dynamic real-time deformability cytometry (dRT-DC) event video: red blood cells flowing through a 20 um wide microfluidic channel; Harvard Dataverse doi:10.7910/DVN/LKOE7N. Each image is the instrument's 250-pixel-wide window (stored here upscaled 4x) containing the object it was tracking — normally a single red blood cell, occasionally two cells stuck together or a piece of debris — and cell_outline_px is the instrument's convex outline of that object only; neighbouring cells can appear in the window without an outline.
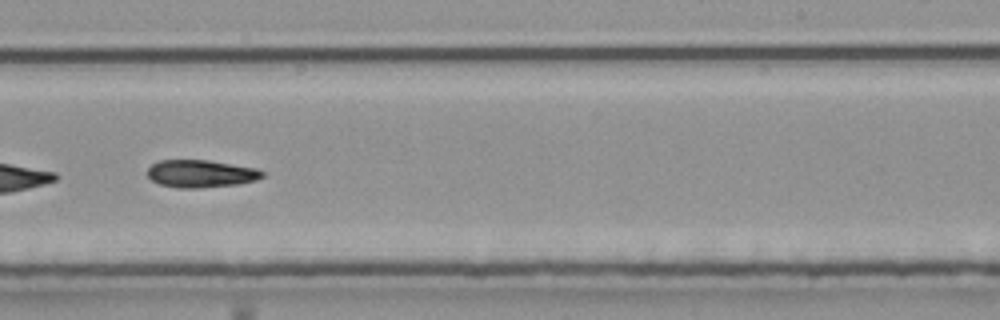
{"species": "common noctule bat (a hibernating species)", "species_latin": "Nyctalus noctula", "temperature_condition": "room temperature", "stored_images_in_passage": 42, "camera_frame_rate_fps": 3000, "um_per_image_px": 0.085, "animal": {"sex": "male", "body_mass_g": 20.4}, "frame": {"image": 1, "passage_image": 24, "time_ms": 7.667, "image_size_px": [1000, 320], "cell_outline_px": [[264, 176], [256, 180], [236, 184], [200, 188], [180, 188], [160, 184], [152, 180], [148, 176], [148, 168], [152, 164], [160, 160], [208, 160], [256, 168], [264, 172]], "centroid_in_image_um": [17.07, 14.76], "position_along_channel_um": 271.9, "area_um2": 18.32}}
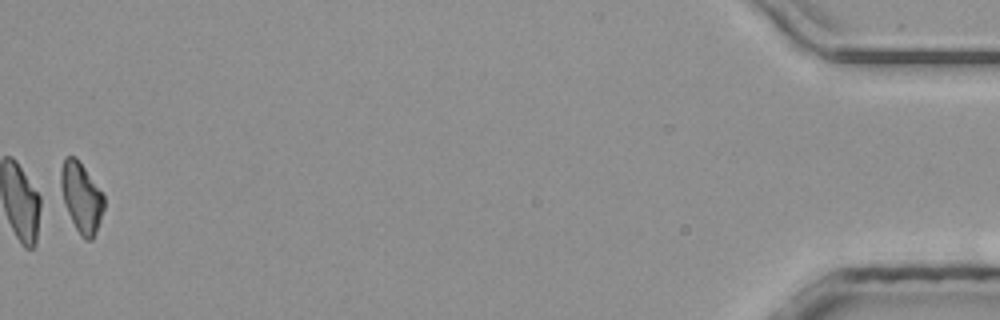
{"frame": {"image": 2, "passage_image": 42, "time_ms": 13.667, "image_size_px": [1000, 320], "cell_outline_px": [[104, 208], [96, 232], [92, 240], [84, 240], [80, 236], [64, 204], [60, 184], [60, 172], [64, 156], [72, 156], [84, 168], [104, 196]], "centroid_in_image_um": [6.9, 16.81], "position_along_channel_um": 428.3, "area_um2": 17.22}}